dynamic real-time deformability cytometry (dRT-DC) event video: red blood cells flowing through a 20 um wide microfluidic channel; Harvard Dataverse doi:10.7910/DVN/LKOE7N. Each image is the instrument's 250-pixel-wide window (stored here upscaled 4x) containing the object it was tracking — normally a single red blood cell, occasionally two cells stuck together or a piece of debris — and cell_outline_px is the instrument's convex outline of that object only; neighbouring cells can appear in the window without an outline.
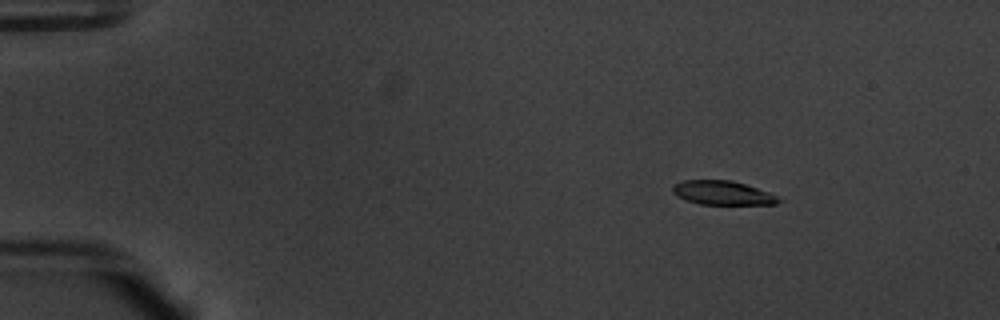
{"species": "common noctule bat (a hibernating species)", "species_latin": "Nyctalus noctula", "temperature_condition": "warm", "stored_images_in_passage": 48, "camera_frame_rate_fps": 3000, "um_per_image_px": 0.085, "animal": {"sex": "male", "body_mass_g": 20.1, "forearm_length_mm": 53.5}, "frame": {"image": 1, "passage_image": 1, "time_ms": 0.0, "image_size_px": [1000, 320], "cell_outline_px": [[784, 200], [776, 204], [700, 204], [688, 200], [672, 192], [672, 184], [684, 180], [732, 180], [768, 192]], "centroid_in_image_um": [61.42, 16.39], "position_along_channel_um": 23.6, "area_um2": 14.62}}
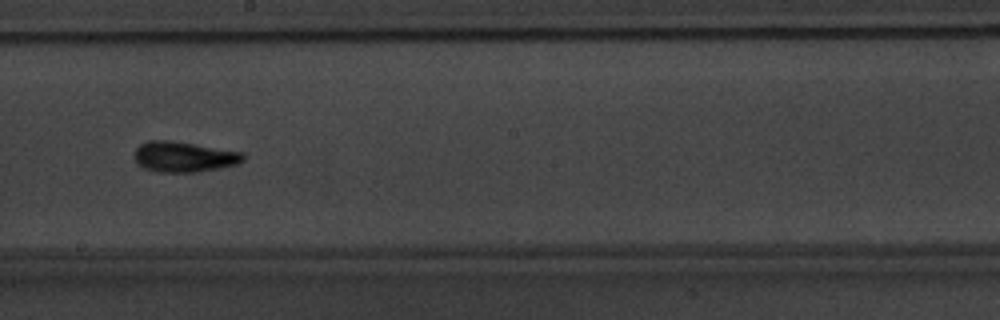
{"frame": {"image": 2, "passage_image": 25, "time_ms": 8.0, "image_size_px": [1000, 320], "cell_outline_px": [[244, 160], [236, 164], [220, 168], [196, 172], [160, 172], [148, 168], [140, 164], [136, 160], [136, 148], [140, 144], [152, 140], [172, 140], [244, 152]], "centroid_in_image_um": [15.69, 13.31], "position_along_channel_um": 232.5, "area_um2": 19.07}}
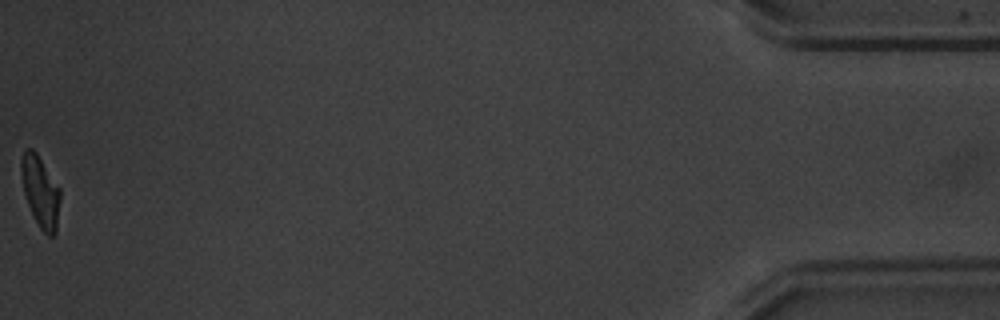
{"frame": {"image": 3, "passage_image": 48, "time_ms": 15.667, "image_size_px": [1000, 320], "cell_outline_px": [[60, 200], [56, 232], [52, 236], [48, 236], [40, 228], [28, 204], [24, 192], [20, 168], [20, 160], [24, 148], [32, 148], [36, 152], [60, 188]], "centroid_in_image_um": [3.43, 16.25], "position_along_channel_um": 431.8, "area_um2": 16.07}, "authors_computed_cell_mechanics": {"area_um2": 17.1088, "velocity_mm_per_s": 3.7665, "shape_relaxation_time_tau1_ms": 3.506, "shape_relaxation_time_tau2_ms": 2.9932, "deformation_change_tau1": 0.175, "deformation_change_tau2": 0.1051}}